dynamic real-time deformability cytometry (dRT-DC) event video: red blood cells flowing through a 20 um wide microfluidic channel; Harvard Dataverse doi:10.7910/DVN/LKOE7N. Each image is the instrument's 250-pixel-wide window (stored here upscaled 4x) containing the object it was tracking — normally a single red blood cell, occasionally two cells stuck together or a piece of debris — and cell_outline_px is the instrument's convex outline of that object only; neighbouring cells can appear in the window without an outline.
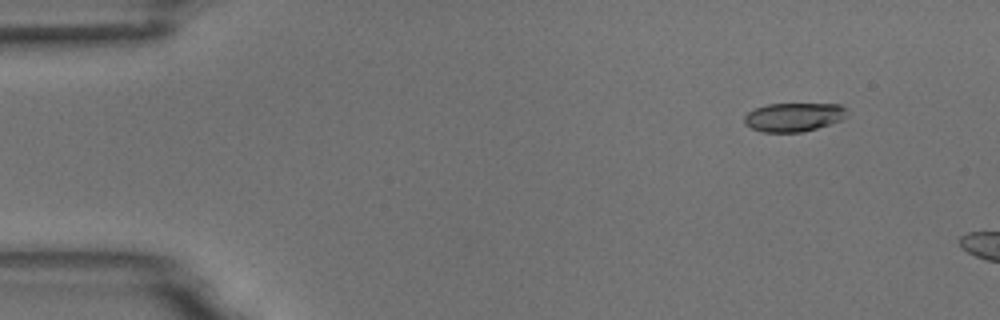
{"species": "common noctule bat (a hibernating species)", "species_latin": "Nyctalus noctula", "temperature_condition": "room temperature", "stored_images_in_passage": 5, "camera_frame_rate_fps": 3000, "um_per_image_px": 0.085, "animal": {"sex": "male", "body_mass_g": 18.8}, "frame": {"image": 1, "passage_image": 2, "time_ms": 0.333, "image_size_px": [1000, 320], "cell_outline_px": [[848, 116], [840, 120], [816, 128], [800, 132], [764, 132], [752, 128], [744, 124], [744, 116], [748, 112], [756, 108], [768, 104], [840, 104], [848, 112]], "centroid_in_image_um": [67.46, 9.95], "position_along_channel_um": 17.5, "area_um2": 17.05}}